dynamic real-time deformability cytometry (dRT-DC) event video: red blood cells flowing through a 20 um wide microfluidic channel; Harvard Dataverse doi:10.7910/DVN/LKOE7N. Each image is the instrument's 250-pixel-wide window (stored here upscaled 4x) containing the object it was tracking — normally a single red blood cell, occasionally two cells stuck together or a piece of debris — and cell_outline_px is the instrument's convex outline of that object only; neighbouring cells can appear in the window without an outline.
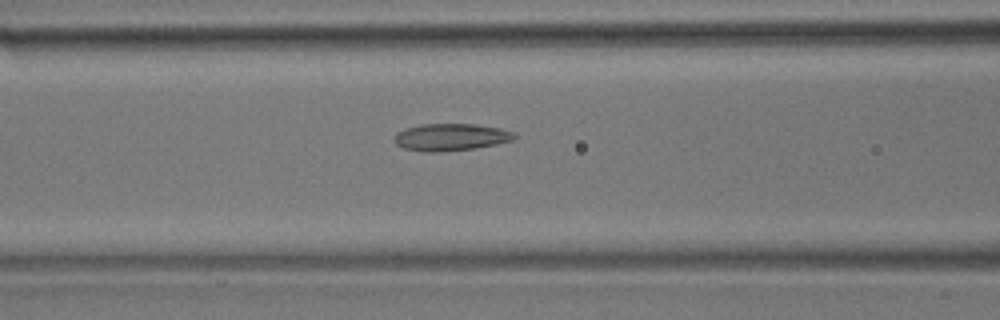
{"species": "common noctule bat (a hibernating species)", "species_latin": "Nyctalus noctula", "temperature_condition": "room temperature", "stored_images_in_passage": 39, "camera_frame_rate_fps": 3000, "um_per_image_px": 0.085, "animal": {"sex": "male", "body_mass_g": 17.9}, "frame": {"image": 1, "passage_image": 10, "time_ms": 3.0, "image_size_px": [1000, 320], "cell_outline_px": [[516, 136], [512, 140], [496, 144], [476, 148], [440, 152], [424, 152], [404, 148], [396, 144], [396, 132], [420, 124], [476, 124], [500, 128], [516, 132]], "centroid_in_image_um": [38.35, 11.65], "position_along_channel_um": 128.2, "area_um2": 18.96}}
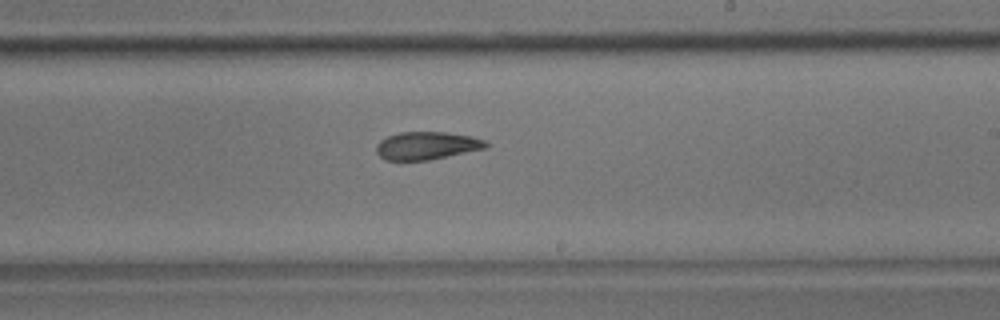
{"frame": {"image": 2, "passage_image": 19, "time_ms": 6.0, "image_size_px": [1000, 320], "cell_outline_px": [[488, 148], [428, 160], [384, 160], [376, 152], [376, 144], [380, 140], [388, 136], [400, 132], [444, 132], [472, 136], [484, 140], [488, 144]], "centroid_in_image_um": [36.27, 12.38], "position_along_channel_um": 252.7, "area_um2": 17.8}}
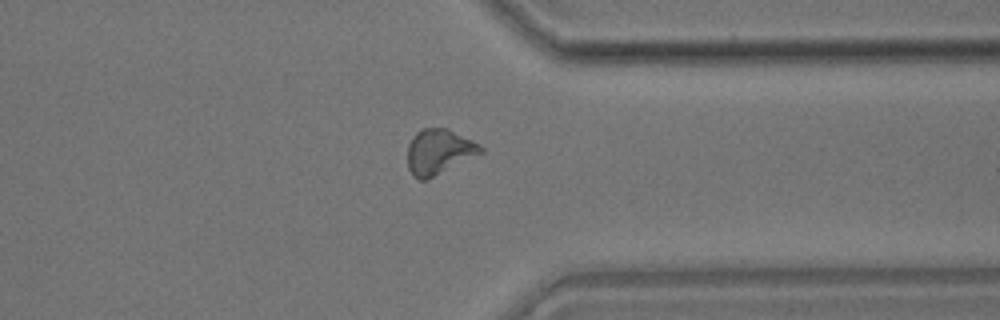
{"frame": {"image": 3, "passage_image": 28, "time_ms": 9.0, "image_size_px": [1000, 320], "cell_outline_px": [[484, 152], [424, 180], [420, 180], [412, 176], [408, 168], [408, 144], [412, 136], [416, 132], [424, 128], [448, 128], [480, 144], [484, 148]], "centroid_in_image_um": [37.3, 12.88], "position_along_channel_um": 374.1, "area_um2": 19.13}}